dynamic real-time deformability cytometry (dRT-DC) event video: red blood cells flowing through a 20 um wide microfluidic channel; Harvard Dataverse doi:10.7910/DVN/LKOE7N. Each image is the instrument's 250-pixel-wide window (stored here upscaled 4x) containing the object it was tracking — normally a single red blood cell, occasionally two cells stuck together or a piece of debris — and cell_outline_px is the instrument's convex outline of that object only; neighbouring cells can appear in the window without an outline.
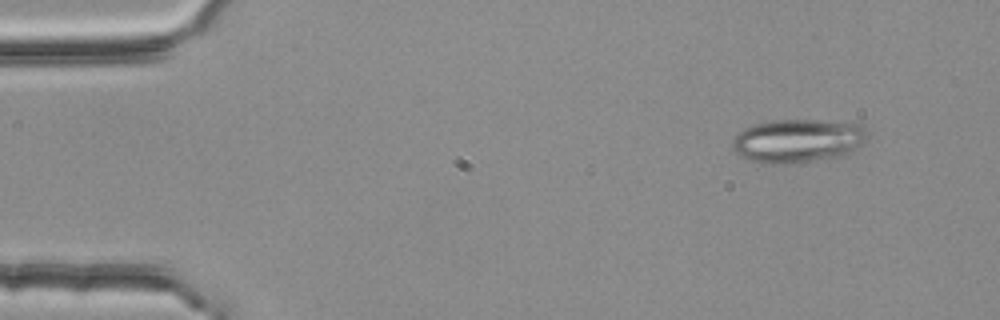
{"species": "common noctule bat (a hibernating species)", "species_latin": "Nyctalus noctula", "temperature_condition": "room temperature", "stored_images_in_passage": 4, "segment_of_instrument_passage": [1, 2], "camera_frame_rate_fps": 3000, "um_per_image_px": 0.085, "animal": {"sex": "female", "body_mass_g": 25.1}, "frame": {"image": 1, "passage_image": 1, "time_ms": 0.0, "image_size_px": [1000, 320], "cell_outline_px": [[868, 136], [852, 152], [840, 156], [784, 164], [764, 164], [748, 160], [740, 156], [732, 148], [732, 140], [744, 128], [768, 120], [820, 120], [860, 124], [864, 128]], "centroid_in_image_um": [67.77, 11.96], "position_along_channel_um": 17.2, "area_um2": 34.16}}